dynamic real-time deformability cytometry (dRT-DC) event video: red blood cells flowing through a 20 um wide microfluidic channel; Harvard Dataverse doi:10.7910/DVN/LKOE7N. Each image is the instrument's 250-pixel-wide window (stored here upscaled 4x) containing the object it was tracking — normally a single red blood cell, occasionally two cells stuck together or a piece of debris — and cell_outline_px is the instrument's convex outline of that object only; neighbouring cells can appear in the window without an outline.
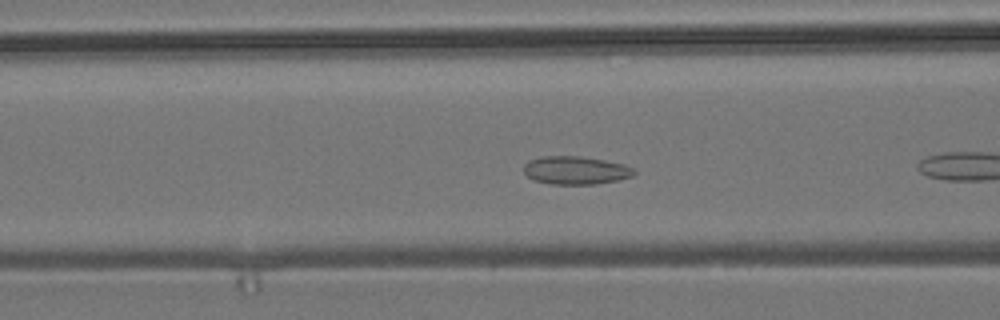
{"species": "common noctule bat (a hibernating species)", "species_latin": "Nyctalus noctula", "temperature_condition": "room temperature", "stored_images_in_passage": 7, "camera_frame_rate_fps": 3000, "um_per_image_px": 0.085, "animal": {"sex": "male", "body_mass_g": 19.2, "forearm_length_mm": 51.8}, "frame": {"image": 1, "passage_image": 6, "time_ms": 1.667, "image_size_px": [1000, 320], "cell_outline_px": [[636, 172], [632, 176], [616, 180], [596, 184], [552, 184], [532, 180], [524, 172], [524, 164], [528, 160], [540, 156], [580, 156], [604, 160], [624, 164], [632, 168]], "centroid_in_image_um": [48.89, 14.47], "position_along_channel_um": 117.7, "area_um2": 18.09}}